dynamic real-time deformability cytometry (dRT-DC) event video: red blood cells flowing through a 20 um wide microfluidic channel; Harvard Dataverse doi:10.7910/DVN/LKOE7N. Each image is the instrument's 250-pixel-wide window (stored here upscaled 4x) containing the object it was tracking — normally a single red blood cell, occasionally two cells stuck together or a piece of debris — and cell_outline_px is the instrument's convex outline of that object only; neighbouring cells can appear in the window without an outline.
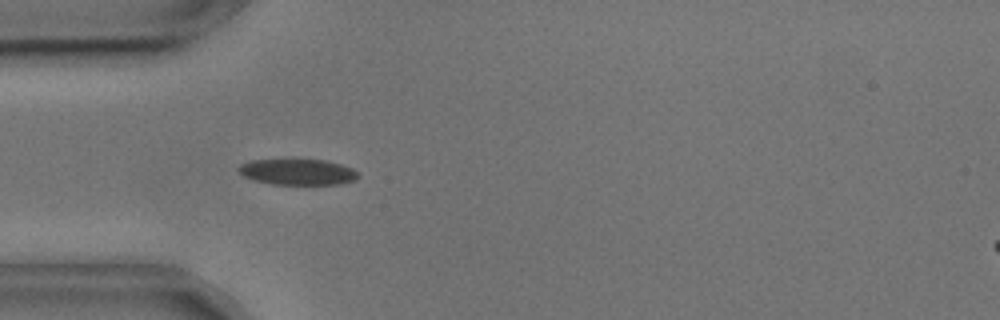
{"species": "common noctule bat (a hibernating species)", "species_latin": "Nyctalus noctula", "temperature_condition": "cold", "stored_images_in_passage": 53, "camera_frame_rate_fps": 3000, "um_per_image_px": 0.085, "animal": {"sex": "male", "body_mass_g": 17.9, "forearm_length_mm": 54.2}, "frame": {"image": 1, "passage_image": 14, "time_ms": 4.333, "image_size_px": [1000, 320], "cell_outline_px": [[360, 176], [356, 180], [340, 184], [272, 184], [252, 180], [244, 176], [236, 168], [240, 164], [252, 160], [324, 160], [340, 164], [352, 168]], "centroid_in_image_um": [25.29, 14.62], "position_along_channel_um": 59.7, "area_um2": 17.98}}
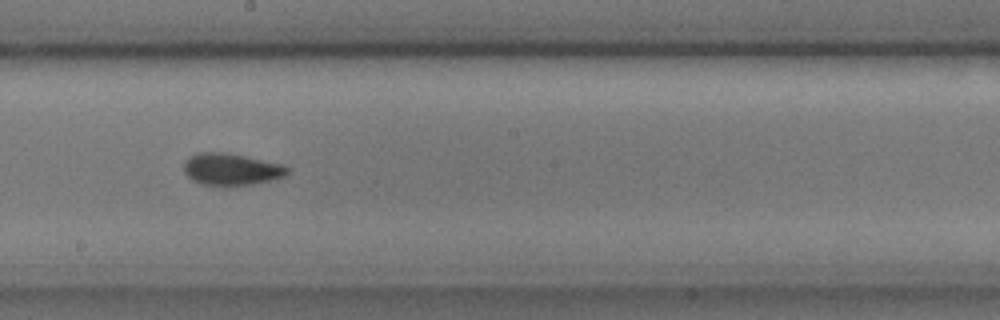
{"frame": {"image": 2, "passage_image": 28, "time_ms": 9.0, "image_size_px": [1000, 320], "cell_outline_px": [[288, 172], [284, 176], [272, 180], [252, 184], [224, 188], [200, 184], [192, 180], [184, 172], [184, 160], [196, 152], [224, 152], [284, 164], [288, 168]], "centroid_in_image_um": [19.62, 14.41], "position_along_channel_um": 228.6, "area_um2": 19.77}}
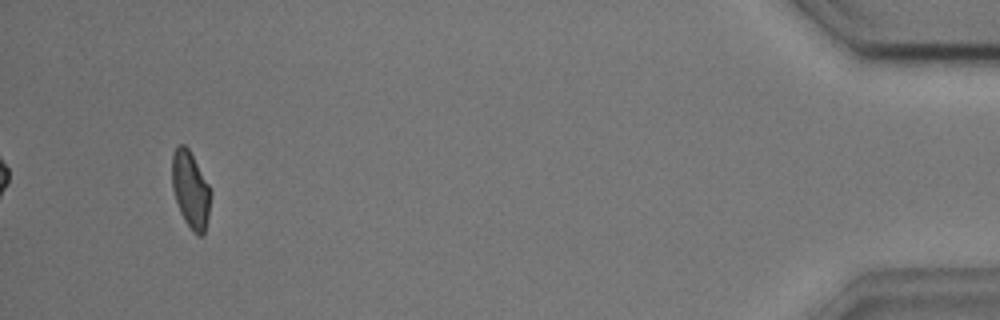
{"frame": {"image": 3, "passage_image": 50, "time_ms": 16.333, "image_size_px": [1000, 320], "cell_outline_px": [[208, 216], [204, 236], [196, 236], [192, 232], [184, 220], [180, 212], [172, 188], [172, 156], [176, 144], [184, 144], [188, 148], [208, 184]], "centroid_in_image_um": [16.15, 16.14], "position_along_channel_um": 419.0, "area_um2": 16.94}, "authors_computed_cell_mechanics": {"area_um2": 18.1492, "velocity_mm_per_s": 3.6369, "shape_relaxation_time_tau1_ms": 2.1239, "shape_relaxation_time_tau2_ms": 1.5904, "deformation_change_tau1": 0.1153, "deformation_change_tau2": 0.0758}}